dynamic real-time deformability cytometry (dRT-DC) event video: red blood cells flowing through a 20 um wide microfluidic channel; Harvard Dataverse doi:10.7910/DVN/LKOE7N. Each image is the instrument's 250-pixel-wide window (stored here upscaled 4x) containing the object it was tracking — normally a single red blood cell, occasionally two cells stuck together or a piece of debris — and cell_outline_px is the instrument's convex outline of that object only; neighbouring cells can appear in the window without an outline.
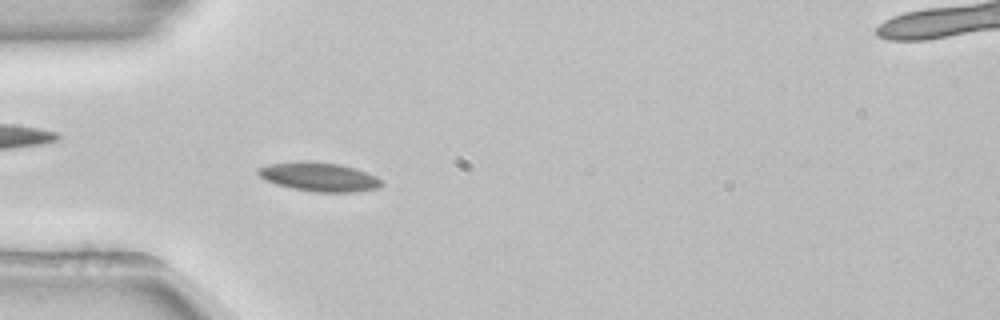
{"species": "common noctule bat (a hibernating species)", "species_latin": "Nyctalus noctula", "temperature_condition": "room temperature", "stored_images_in_passage": 53, "camera_frame_rate_fps": 3000, "um_per_image_px": 0.085, "animal": {"sex": "female", "body_mass_g": 22.7, "forearm_length_mm": 54.2}, "frame": {"image": 1, "passage_image": 16, "time_ms": 5.0, "image_size_px": [1000, 320], "cell_outline_px": [[384, 184], [380, 188], [352, 192], [316, 192], [292, 188], [276, 184], [264, 180], [256, 172], [256, 168], [268, 164], [296, 160], [308, 160], [340, 164], [356, 168], [376, 176], [384, 180]], "centroid_in_image_um": [27.12, 15.01], "position_along_channel_um": 57.9, "area_um2": 21.33}}
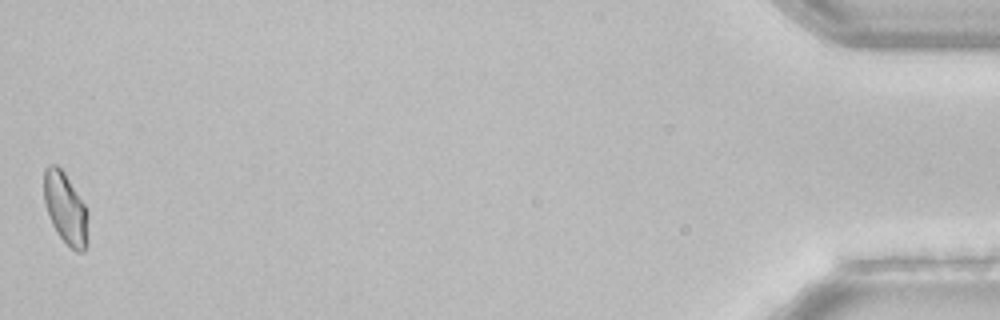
{"frame": {"image": 2, "passage_image": 53, "time_ms": 17.333, "image_size_px": [1000, 320], "cell_outline_px": [[88, 244], [84, 252], [76, 252], [60, 236], [52, 224], [48, 216], [44, 204], [44, 168], [48, 164], [56, 164], [64, 172], [84, 204], [88, 212]], "centroid_in_image_um": [5.57, 17.72], "position_along_channel_um": 429.6, "area_um2": 18.5}}